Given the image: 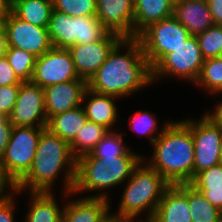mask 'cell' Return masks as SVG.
I'll list each match as a JSON object with an SVG mask.
<instances>
[{
    "instance_id": "obj_1",
    "label": "cell",
    "mask_w": 222,
    "mask_h": 222,
    "mask_svg": "<svg viewBox=\"0 0 222 222\" xmlns=\"http://www.w3.org/2000/svg\"><path fill=\"white\" fill-rule=\"evenodd\" d=\"M151 84L152 69L137 38H122L88 80L92 91L119 99L143 91Z\"/></svg>"
},
{
    "instance_id": "obj_2",
    "label": "cell",
    "mask_w": 222,
    "mask_h": 222,
    "mask_svg": "<svg viewBox=\"0 0 222 222\" xmlns=\"http://www.w3.org/2000/svg\"><path fill=\"white\" fill-rule=\"evenodd\" d=\"M75 175L76 158L71 153L70 144L45 128L41 132L29 172L14 186V189L18 191L19 197L25 191L26 193L54 192V185L62 176V183H59L62 184V192L70 193L73 190Z\"/></svg>"
},
{
    "instance_id": "obj_3",
    "label": "cell",
    "mask_w": 222,
    "mask_h": 222,
    "mask_svg": "<svg viewBox=\"0 0 222 222\" xmlns=\"http://www.w3.org/2000/svg\"><path fill=\"white\" fill-rule=\"evenodd\" d=\"M149 157L142 160L156 170L170 185L190 183L193 180L194 143L191 130L174 120L150 146Z\"/></svg>"
},
{
    "instance_id": "obj_4",
    "label": "cell",
    "mask_w": 222,
    "mask_h": 222,
    "mask_svg": "<svg viewBox=\"0 0 222 222\" xmlns=\"http://www.w3.org/2000/svg\"><path fill=\"white\" fill-rule=\"evenodd\" d=\"M123 185L125 187H123L115 213L131 218L134 222H149L153 218L165 190L170 186L156 170L149 167L143 160Z\"/></svg>"
},
{
    "instance_id": "obj_5",
    "label": "cell",
    "mask_w": 222,
    "mask_h": 222,
    "mask_svg": "<svg viewBox=\"0 0 222 222\" xmlns=\"http://www.w3.org/2000/svg\"><path fill=\"white\" fill-rule=\"evenodd\" d=\"M48 32L52 47L65 49L102 40L110 33L96 16L73 17L54 9Z\"/></svg>"
},
{
    "instance_id": "obj_6",
    "label": "cell",
    "mask_w": 222,
    "mask_h": 222,
    "mask_svg": "<svg viewBox=\"0 0 222 222\" xmlns=\"http://www.w3.org/2000/svg\"><path fill=\"white\" fill-rule=\"evenodd\" d=\"M46 127L14 126L6 146L1 170L14 187L30 170L41 132Z\"/></svg>"
},
{
    "instance_id": "obj_7",
    "label": "cell",
    "mask_w": 222,
    "mask_h": 222,
    "mask_svg": "<svg viewBox=\"0 0 222 222\" xmlns=\"http://www.w3.org/2000/svg\"><path fill=\"white\" fill-rule=\"evenodd\" d=\"M203 63L196 36L191 35L152 68V82L154 84L165 77H173L193 85L198 80Z\"/></svg>"
},
{
    "instance_id": "obj_8",
    "label": "cell",
    "mask_w": 222,
    "mask_h": 222,
    "mask_svg": "<svg viewBox=\"0 0 222 222\" xmlns=\"http://www.w3.org/2000/svg\"><path fill=\"white\" fill-rule=\"evenodd\" d=\"M190 36L189 31L171 16L149 25L137 39L152 69L165 55L173 52Z\"/></svg>"
},
{
    "instance_id": "obj_9",
    "label": "cell",
    "mask_w": 222,
    "mask_h": 222,
    "mask_svg": "<svg viewBox=\"0 0 222 222\" xmlns=\"http://www.w3.org/2000/svg\"><path fill=\"white\" fill-rule=\"evenodd\" d=\"M192 132L194 143L193 178L201 171L218 165L222 145V128L204 113L199 119L181 120Z\"/></svg>"
},
{
    "instance_id": "obj_10",
    "label": "cell",
    "mask_w": 222,
    "mask_h": 222,
    "mask_svg": "<svg viewBox=\"0 0 222 222\" xmlns=\"http://www.w3.org/2000/svg\"><path fill=\"white\" fill-rule=\"evenodd\" d=\"M80 79L68 49L51 48L36 58L31 82L46 88L53 84Z\"/></svg>"
},
{
    "instance_id": "obj_11",
    "label": "cell",
    "mask_w": 222,
    "mask_h": 222,
    "mask_svg": "<svg viewBox=\"0 0 222 222\" xmlns=\"http://www.w3.org/2000/svg\"><path fill=\"white\" fill-rule=\"evenodd\" d=\"M108 165L107 162H101L90 154L80 156L76 159V175L72 192L77 197L79 196L78 194L87 193L84 197L109 200L111 180Z\"/></svg>"
},
{
    "instance_id": "obj_12",
    "label": "cell",
    "mask_w": 222,
    "mask_h": 222,
    "mask_svg": "<svg viewBox=\"0 0 222 222\" xmlns=\"http://www.w3.org/2000/svg\"><path fill=\"white\" fill-rule=\"evenodd\" d=\"M2 23L7 32L8 47L23 49L36 57L52 48L48 28L37 27L23 21L11 10Z\"/></svg>"
},
{
    "instance_id": "obj_13",
    "label": "cell",
    "mask_w": 222,
    "mask_h": 222,
    "mask_svg": "<svg viewBox=\"0 0 222 222\" xmlns=\"http://www.w3.org/2000/svg\"><path fill=\"white\" fill-rule=\"evenodd\" d=\"M9 118L14 126L46 127L44 89L32 82H22Z\"/></svg>"
},
{
    "instance_id": "obj_14",
    "label": "cell",
    "mask_w": 222,
    "mask_h": 222,
    "mask_svg": "<svg viewBox=\"0 0 222 222\" xmlns=\"http://www.w3.org/2000/svg\"><path fill=\"white\" fill-rule=\"evenodd\" d=\"M122 38L109 33L104 39L87 44H74L68 48L80 78L88 81L107 59L109 52Z\"/></svg>"
},
{
    "instance_id": "obj_15",
    "label": "cell",
    "mask_w": 222,
    "mask_h": 222,
    "mask_svg": "<svg viewBox=\"0 0 222 222\" xmlns=\"http://www.w3.org/2000/svg\"><path fill=\"white\" fill-rule=\"evenodd\" d=\"M96 17L110 33L134 38V0H96Z\"/></svg>"
},
{
    "instance_id": "obj_16",
    "label": "cell",
    "mask_w": 222,
    "mask_h": 222,
    "mask_svg": "<svg viewBox=\"0 0 222 222\" xmlns=\"http://www.w3.org/2000/svg\"><path fill=\"white\" fill-rule=\"evenodd\" d=\"M88 81L83 78L44 88L47 121L58 114L82 105Z\"/></svg>"
},
{
    "instance_id": "obj_17",
    "label": "cell",
    "mask_w": 222,
    "mask_h": 222,
    "mask_svg": "<svg viewBox=\"0 0 222 222\" xmlns=\"http://www.w3.org/2000/svg\"><path fill=\"white\" fill-rule=\"evenodd\" d=\"M149 222H192L188 205V183L170 185Z\"/></svg>"
},
{
    "instance_id": "obj_18",
    "label": "cell",
    "mask_w": 222,
    "mask_h": 222,
    "mask_svg": "<svg viewBox=\"0 0 222 222\" xmlns=\"http://www.w3.org/2000/svg\"><path fill=\"white\" fill-rule=\"evenodd\" d=\"M63 195L68 200L64 204L61 222H99L103 215L112 209V202L109 203L111 200L105 198L84 196L77 198L73 192H62ZM73 196L76 199H73Z\"/></svg>"
},
{
    "instance_id": "obj_19",
    "label": "cell",
    "mask_w": 222,
    "mask_h": 222,
    "mask_svg": "<svg viewBox=\"0 0 222 222\" xmlns=\"http://www.w3.org/2000/svg\"><path fill=\"white\" fill-rule=\"evenodd\" d=\"M116 100L121 99L87 88L83 96L82 107L89 121L102 125L109 131H115L114 125H117L120 120Z\"/></svg>"
},
{
    "instance_id": "obj_20",
    "label": "cell",
    "mask_w": 222,
    "mask_h": 222,
    "mask_svg": "<svg viewBox=\"0 0 222 222\" xmlns=\"http://www.w3.org/2000/svg\"><path fill=\"white\" fill-rule=\"evenodd\" d=\"M173 16L194 36L214 26L207 0L177 1Z\"/></svg>"
},
{
    "instance_id": "obj_21",
    "label": "cell",
    "mask_w": 222,
    "mask_h": 222,
    "mask_svg": "<svg viewBox=\"0 0 222 222\" xmlns=\"http://www.w3.org/2000/svg\"><path fill=\"white\" fill-rule=\"evenodd\" d=\"M172 0H134V38L149 25L173 16Z\"/></svg>"
},
{
    "instance_id": "obj_22",
    "label": "cell",
    "mask_w": 222,
    "mask_h": 222,
    "mask_svg": "<svg viewBox=\"0 0 222 222\" xmlns=\"http://www.w3.org/2000/svg\"><path fill=\"white\" fill-rule=\"evenodd\" d=\"M28 210L22 222H61L64 205L56 201L55 192H28Z\"/></svg>"
},
{
    "instance_id": "obj_23",
    "label": "cell",
    "mask_w": 222,
    "mask_h": 222,
    "mask_svg": "<svg viewBox=\"0 0 222 222\" xmlns=\"http://www.w3.org/2000/svg\"><path fill=\"white\" fill-rule=\"evenodd\" d=\"M10 10L23 21L48 28L53 3L52 0H10Z\"/></svg>"
},
{
    "instance_id": "obj_24",
    "label": "cell",
    "mask_w": 222,
    "mask_h": 222,
    "mask_svg": "<svg viewBox=\"0 0 222 222\" xmlns=\"http://www.w3.org/2000/svg\"><path fill=\"white\" fill-rule=\"evenodd\" d=\"M87 120L85 110L81 105L51 117L47 121L46 128L70 144Z\"/></svg>"
},
{
    "instance_id": "obj_25",
    "label": "cell",
    "mask_w": 222,
    "mask_h": 222,
    "mask_svg": "<svg viewBox=\"0 0 222 222\" xmlns=\"http://www.w3.org/2000/svg\"><path fill=\"white\" fill-rule=\"evenodd\" d=\"M108 132L109 130L104 126L87 120L70 143L71 153L76 159L85 154H90Z\"/></svg>"
},
{
    "instance_id": "obj_26",
    "label": "cell",
    "mask_w": 222,
    "mask_h": 222,
    "mask_svg": "<svg viewBox=\"0 0 222 222\" xmlns=\"http://www.w3.org/2000/svg\"><path fill=\"white\" fill-rule=\"evenodd\" d=\"M151 111L147 110H138L133 116H130L128 119L129 127L132 129L133 133H137L139 137H147L149 142L148 144L152 145L156 138L167 128V126L173 121L165 120L163 125L159 126L158 116H155ZM156 117V118H155Z\"/></svg>"
},
{
    "instance_id": "obj_27",
    "label": "cell",
    "mask_w": 222,
    "mask_h": 222,
    "mask_svg": "<svg viewBox=\"0 0 222 222\" xmlns=\"http://www.w3.org/2000/svg\"><path fill=\"white\" fill-rule=\"evenodd\" d=\"M123 131H109L90 152V155L101 162L116 161V157L124 155L130 147L125 144ZM124 140V141H123Z\"/></svg>"
},
{
    "instance_id": "obj_28",
    "label": "cell",
    "mask_w": 222,
    "mask_h": 222,
    "mask_svg": "<svg viewBox=\"0 0 222 222\" xmlns=\"http://www.w3.org/2000/svg\"><path fill=\"white\" fill-rule=\"evenodd\" d=\"M188 205L192 222H219L222 216V211L211 204L190 183H188Z\"/></svg>"
},
{
    "instance_id": "obj_29",
    "label": "cell",
    "mask_w": 222,
    "mask_h": 222,
    "mask_svg": "<svg viewBox=\"0 0 222 222\" xmlns=\"http://www.w3.org/2000/svg\"><path fill=\"white\" fill-rule=\"evenodd\" d=\"M194 85L202 88L201 91L208 92L207 95L222 97V59L217 57L204 60L200 75Z\"/></svg>"
},
{
    "instance_id": "obj_30",
    "label": "cell",
    "mask_w": 222,
    "mask_h": 222,
    "mask_svg": "<svg viewBox=\"0 0 222 222\" xmlns=\"http://www.w3.org/2000/svg\"><path fill=\"white\" fill-rule=\"evenodd\" d=\"M142 153L129 149L124 155L116 157V161L107 162L111 180V189L124 184L132 175L133 170L142 161Z\"/></svg>"
},
{
    "instance_id": "obj_31",
    "label": "cell",
    "mask_w": 222,
    "mask_h": 222,
    "mask_svg": "<svg viewBox=\"0 0 222 222\" xmlns=\"http://www.w3.org/2000/svg\"><path fill=\"white\" fill-rule=\"evenodd\" d=\"M5 56L18 78L22 82H31L37 57L15 47H8Z\"/></svg>"
},
{
    "instance_id": "obj_32",
    "label": "cell",
    "mask_w": 222,
    "mask_h": 222,
    "mask_svg": "<svg viewBox=\"0 0 222 222\" xmlns=\"http://www.w3.org/2000/svg\"><path fill=\"white\" fill-rule=\"evenodd\" d=\"M204 60L217 58L222 52V26L214 25L196 35Z\"/></svg>"
},
{
    "instance_id": "obj_33",
    "label": "cell",
    "mask_w": 222,
    "mask_h": 222,
    "mask_svg": "<svg viewBox=\"0 0 222 222\" xmlns=\"http://www.w3.org/2000/svg\"><path fill=\"white\" fill-rule=\"evenodd\" d=\"M53 9L73 17L96 16V0H52Z\"/></svg>"
},
{
    "instance_id": "obj_34",
    "label": "cell",
    "mask_w": 222,
    "mask_h": 222,
    "mask_svg": "<svg viewBox=\"0 0 222 222\" xmlns=\"http://www.w3.org/2000/svg\"><path fill=\"white\" fill-rule=\"evenodd\" d=\"M190 184L195 188L222 187V165L218 164L199 172Z\"/></svg>"
},
{
    "instance_id": "obj_35",
    "label": "cell",
    "mask_w": 222,
    "mask_h": 222,
    "mask_svg": "<svg viewBox=\"0 0 222 222\" xmlns=\"http://www.w3.org/2000/svg\"><path fill=\"white\" fill-rule=\"evenodd\" d=\"M20 84L0 86V113L10 117L17 101Z\"/></svg>"
},
{
    "instance_id": "obj_36",
    "label": "cell",
    "mask_w": 222,
    "mask_h": 222,
    "mask_svg": "<svg viewBox=\"0 0 222 222\" xmlns=\"http://www.w3.org/2000/svg\"><path fill=\"white\" fill-rule=\"evenodd\" d=\"M16 196H18V191L15 189L0 196V222H16V213H14L18 200L15 199Z\"/></svg>"
},
{
    "instance_id": "obj_37",
    "label": "cell",
    "mask_w": 222,
    "mask_h": 222,
    "mask_svg": "<svg viewBox=\"0 0 222 222\" xmlns=\"http://www.w3.org/2000/svg\"><path fill=\"white\" fill-rule=\"evenodd\" d=\"M22 81L18 78L6 56L0 58V86L13 84H21Z\"/></svg>"
},
{
    "instance_id": "obj_38",
    "label": "cell",
    "mask_w": 222,
    "mask_h": 222,
    "mask_svg": "<svg viewBox=\"0 0 222 222\" xmlns=\"http://www.w3.org/2000/svg\"><path fill=\"white\" fill-rule=\"evenodd\" d=\"M14 125L11 123L10 118L5 117L0 122V162L3 159L6 146L10 140L12 129Z\"/></svg>"
},
{
    "instance_id": "obj_39",
    "label": "cell",
    "mask_w": 222,
    "mask_h": 222,
    "mask_svg": "<svg viewBox=\"0 0 222 222\" xmlns=\"http://www.w3.org/2000/svg\"><path fill=\"white\" fill-rule=\"evenodd\" d=\"M215 207L222 211V187L196 188Z\"/></svg>"
},
{
    "instance_id": "obj_40",
    "label": "cell",
    "mask_w": 222,
    "mask_h": 222,
    "mask_svg": "<svg viewBox=\"0 0 222 222\" xmlns=\"http://www.w3.org/2000/svg\"><path fill=\"white\" fill-rule=\"evenodd\" d=\"M214 25L222 26V0H207Z\"/></svg>"
},
{
    "instance_id": "obj_41",
    "label": "cell",
    "mask_w": 222,
    "mask_h": 222,
    "mask_svg": "<svg viewBox=\"0 0 222 222\" xmlns=\"http://www.w3.org/2000/svg\"><path fill=\"white\" fill-rule=\"evenodd\" d=\"M217 104H215L213 110H206L203 112L207 117H209L216 125L220 126L222 128V99L219 101H216Z\"/></svg>"
},
{
    "instance_id": "obj_42",
    "label": "cell",
    "mask_w": 222,
    "mask_h": 222,
    "mask_svg": "<svg viewBox=\"0 0 222 222\" xmlns=\"http://www.w3.org/2000/svg\"><path fill=\"white\" fill-rule=\"evenodd\" d=\"M111 209H109L103 217L99 220V222H134L131 218L118 215L117 213H111Z\"/></svg>"
},
{
    "instance_id": "obj_43",
    "label": "cell",
    "mask_w": 222,
    "mask_h": 222,
    "mask_svg": "<svg viewBox=\"0 0 222 222\" xmlns=\"http://www.w3.org/2000/svg\"><path fill=\"white\" fill-rule=\"evenodd\" d=\"M8 49L7 32L3 23H0V58L6 55Z\"/></svg>"
},
{
    "instance_id": "obj_44",
    "label": "cell",
    "mask_w": 222,
    "mask_h": 222,
    "mask_svg": "<svg viewBox=\"0 0 222 222\" xmlns=\"http://www.w3.org/2000/svg\"><path fill=\"white\" fill-rule=\"evenodd\" d=\"M13 189H14V187L5 178V176L1 170V167H0V196L11 192Z\"/></svg>"
},
{
    "instance_id": "obj_45",
    "label": "cell",
    "mask_w": 222,
    "mask_h": 222,
    "mask_svg": "<svg viewBox=\"0 0 222 222\" xmlns=\"http://www.w3.org/2000/svg\"><path fill=\"white\" fill-rule=\"evenodd\" d=\"M10 10V0H0V22L7 16Z\"/></svg>"
},
{
    "instance_id": "obj_46",
    "label": "cell",
    "mask_w": 222,
    "mask_h": 222,
    "mask_svg": "<svg viewBox=\"0 0 222 222\" xmlns=\"http://www.w3.org/2000/svg\"><path fill=\"white\" fill-rule=\"evenodd\" d=\"M219 164L222 165V145H221V149H220V160H219Z\"/></svg>"
},
{
    "instance_id": "obj_47",
    "label": "cell",
    "mask_w": 222,
    "mask_h": 222,
    "mask_svg": "<svg viewBox=\"0 0 222 222\" xmlns=\"http://www.w3.org/2000/svg\"><path fill=\"white\" fill-rule=\"evenodd\" d=\"M5 118V116H0V122Z\"/></svg>"
},
{
    "instance_id": "obj_48",
    "label": "cell",
    "mask_w": 222,
    "mask_h": 222,
    "mask_svg": "<svg viewBox=\"0 0 222 222\" xmlns=\"http://www.w3.org/2000/svg\"><path fill=\"white\" fill-rule=\"evenodd\" d=\"M177 1H181V0H172L173 3L177 2Z\"/></svg>"
},
{
    "instance_id": "obj_49",
    "label": "cell",
    "mask_w": 222,
    "mask_h": 222,
    "mask_svg": "<svg viewBox=\"0 0 222 222\" xmlns=\"http://www.w3.org/2000/svg\"><path fill=\"white\" fill-rule=\"evenodd\" d=\"M219 58L222 59V52L220 53Z\"/></svg>"
}]
</instances>
